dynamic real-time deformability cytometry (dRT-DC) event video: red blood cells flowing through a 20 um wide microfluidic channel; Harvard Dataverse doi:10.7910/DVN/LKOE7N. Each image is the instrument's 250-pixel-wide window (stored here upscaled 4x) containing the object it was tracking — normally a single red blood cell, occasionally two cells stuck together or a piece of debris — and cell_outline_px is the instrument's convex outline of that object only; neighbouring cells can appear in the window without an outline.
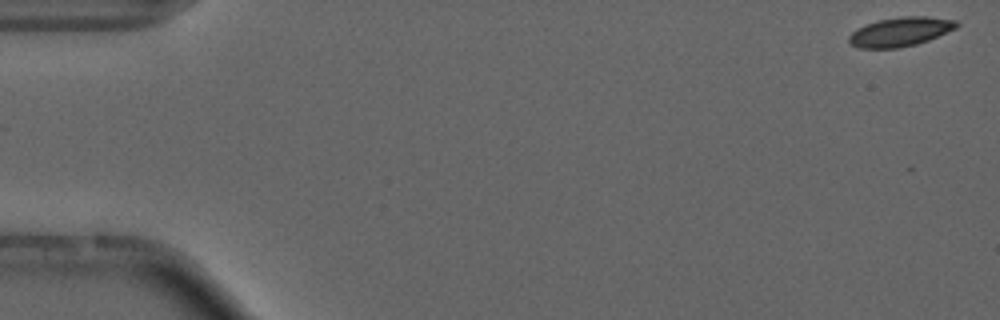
{"species": "common noctule bat (a hibernating species)", "species_latin": "Nyctalus noctula", "temperature_condition": "cold", "stored_images_in_passage": 55, "camera_frame_rate_fps": 3000, "um_per_image_px": 0.085, "animal": {"sex": "male", "forearm_length_mm": 52.5}, "frame": {"image": 1, "passage_image": 1, "time_ms": 0.0, "image_size_px": [1000, 320], "cell_outline_px": [[960, 24], [956, 28], [928, 40], [916, 44], [896, 48], [860, 48], [852, 44], [848, 40], [848, 36], [856, 28], [876, 20], [904, 16], [928, 16], [956, 20]], "centroid_in_image_um": [76.52, 2.69], "position_along_channel_um": 8.5, "area_um2": 18.26}}
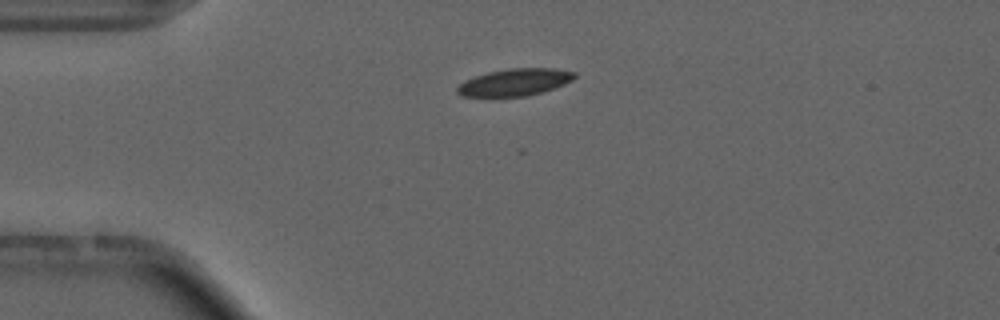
{"frame": {"image": 2, "passage_image": 13, "time_ms": 4.0, "image_size_px": [1000, 320], "cell_outline_px": [[576, 76], [572, 80], [564, 84], [544, 92], [528, 96], [492, 100], [460, 96], [456, 92], [456, 88], [464, 80], [488, 72], [508, 68], [552, 68], [576, 72]], "centroid_in_image_um": [43.67, 7.05], "position_along_channel_um": 41.3, "area_um2": 19.54}, "authors_computed_cell_mechanics": {"area_um2": 18.207, "velocity_mm_per_s": 3.693, "shape_relaxation_time_tau1_ms": 5.3048, "shape_relaxation_time_tau2_ms": 3.3714, "deformation_change_tau1": 0.0972, "deformation_change_tau2": 0.076}}